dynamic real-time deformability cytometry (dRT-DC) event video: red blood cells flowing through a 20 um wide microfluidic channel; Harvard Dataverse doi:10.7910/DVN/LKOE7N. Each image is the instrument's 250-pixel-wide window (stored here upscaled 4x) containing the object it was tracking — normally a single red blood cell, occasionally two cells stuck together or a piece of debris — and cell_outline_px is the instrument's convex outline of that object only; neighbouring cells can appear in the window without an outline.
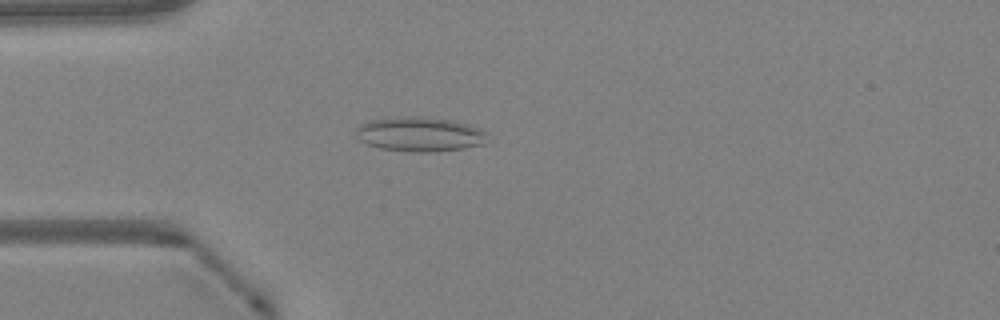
{"species": "Egyptian fruit bat (a non-hibernating species)", "species_latin": "Rousettus aegyptiacus", "temperature_condition": "warm", "stored_images_in_passage": 46, "camera_frame_rate_fps": 3000, "um_per_image_px": 0.085, "animal": {"sex": "female"}, "frame": {"image": 1, "passage_image": 12, "time_ms": 3.667, "image_size_px": [1000, 320], "cell_outline_px": [[488, 132], [484, 144], [464, 148], [432, 152], [416, 152], [380, 148], [368, 144], [360, 140], [356, 136], [356, 128], [360, 124], [372, 120], [404, 116], [416, 116], [448, 120], [464, 124]], "centroid_in_image_um": [35.65, 11.42], "position_along_channel_um": 49.3, "area_um2": 26.07}}
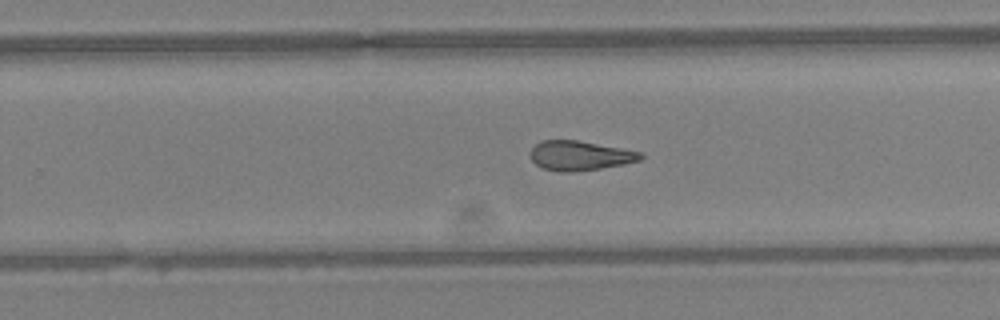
{"frame": {"image": 2, "passage_image": 29, "time_ms": 9.333, "image_size_px": [1000, 320], "cell_outline_px": [[644, 156], [640, 160], [624, 164], [600, 168], [572, 172], [560, 172], [544, 168], [536, 164], [532, 160], [528, 152], [540, 140], [576, 140], [620, 148], [640, 152]], "centroid_in_image_um": [49.25, 13.23], "position_along_channel_um": 280.6, "area_um2": 18.84}}
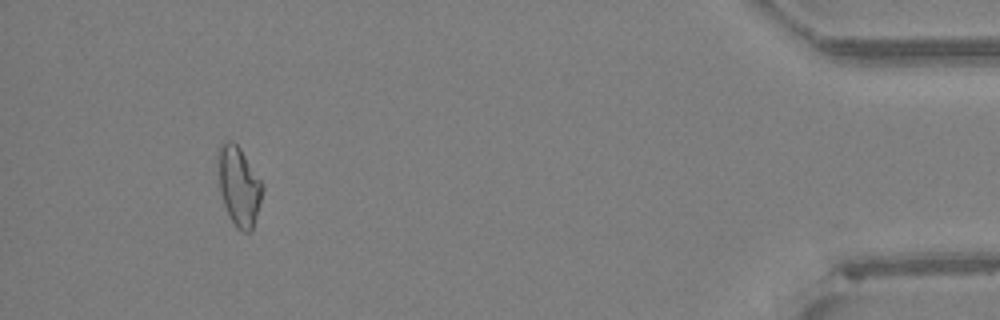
{"frame": {"image": 3, "passage_image": 43, "time_ms": 14.0, "image_size_px": [1000, 320], "cell_outline_px": [[264, 188], [260, 204], [252, 232], [244, 232], [236, 228], [228, 216], [220, 192], [220, 144], [228, 140], [232, 140], [240, 148], [264, 184]], "centroid_in_image_um": [20.36, 15.88], "position_along_channel_um": 414.8, "area_um2": 20.23}, "authors_computed_cell_mechanics": {"area_um2": 20.2878, "velocity_mm_per_s": 4.2919, "shape_relaxation_time_tau1_ms": null, "shape_relaxation_time_tau2_ms": 3.029, "deformation_change_tau1": null, "deformation_change_tau2": 0.1041}}